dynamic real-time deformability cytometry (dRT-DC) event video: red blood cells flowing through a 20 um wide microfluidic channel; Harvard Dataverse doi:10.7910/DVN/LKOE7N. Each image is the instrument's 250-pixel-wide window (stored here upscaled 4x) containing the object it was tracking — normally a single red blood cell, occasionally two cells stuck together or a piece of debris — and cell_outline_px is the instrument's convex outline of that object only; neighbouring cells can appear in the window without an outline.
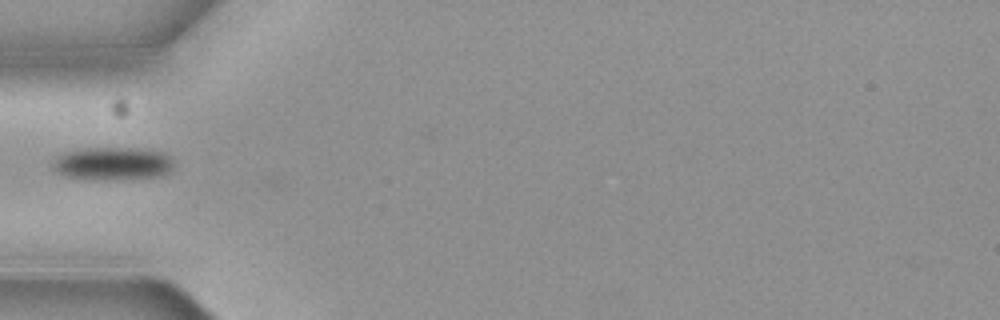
{"species": "common noctule bat (a hibernating species)", "species_latin": "Nyctalus noctula", "temperature_condition": "cold", "stored_images_in_passage": 3, "camera_frame_rate_fps": 3000, "um_per_image_px": 0.085, "animal": {"sex": "female", "body_mass_g": 19.3, "forearm_length_mm": 54.1}, "frame": {"image": 1, "passage_image": 3, "time_ms": 0.667, "image_size_px": [1000, 320], "cell_outline_px": [[172, 168], [168, 172], [160, 176], [100, 180], [64, 176], [56, 172], [52, 168], [52, 160], [56, 156], [64, 152], [84, 148], [128, 148], [164, 152], [172, 160]], "centroid_in_image_um": [9.5, 13.9], "position_along_channel_um": 75.5, "area_um2": 23.18}}